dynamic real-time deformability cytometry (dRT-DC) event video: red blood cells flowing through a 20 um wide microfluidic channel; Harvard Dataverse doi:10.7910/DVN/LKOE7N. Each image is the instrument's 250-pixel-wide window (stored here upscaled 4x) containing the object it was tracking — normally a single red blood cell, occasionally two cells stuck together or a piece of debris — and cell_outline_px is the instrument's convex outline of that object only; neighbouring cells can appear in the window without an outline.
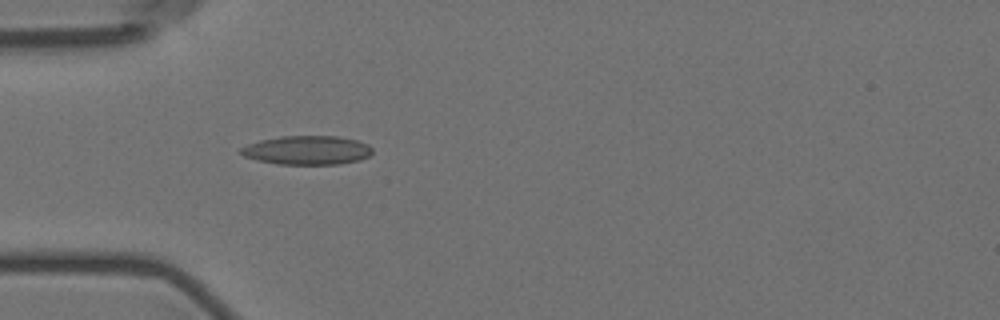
{"species": "Egyptian fruit bat (a non-hibernating species)", "species_latin": "Rousettus aegyptiacus", "temperature_condition": "room temperature", "stored_images_in_passage": 5, "camera_frame_rate_fps": 3000, "um_per_image_px": 0.085, "animal": {"sex": "female"}, "frame": {"image": 1, "passage_image": 5, "time_ms": 5.667, "image_size_px": [1000, 320], "cell_outline_px": [[372, 152], [368, 156], [360, 160], [336, 164], [276, 164], [256, 160], [244, 156], [240, 152], [240, 148], [248, 144], [260, 140], [280, 136], [336, 136], [356, 140], [368, 144], [372, 148]], "centroid_in_image_um": [26.09, 12.76], "position_along_channel_um": 58.9, "area_um2": 22.14}}